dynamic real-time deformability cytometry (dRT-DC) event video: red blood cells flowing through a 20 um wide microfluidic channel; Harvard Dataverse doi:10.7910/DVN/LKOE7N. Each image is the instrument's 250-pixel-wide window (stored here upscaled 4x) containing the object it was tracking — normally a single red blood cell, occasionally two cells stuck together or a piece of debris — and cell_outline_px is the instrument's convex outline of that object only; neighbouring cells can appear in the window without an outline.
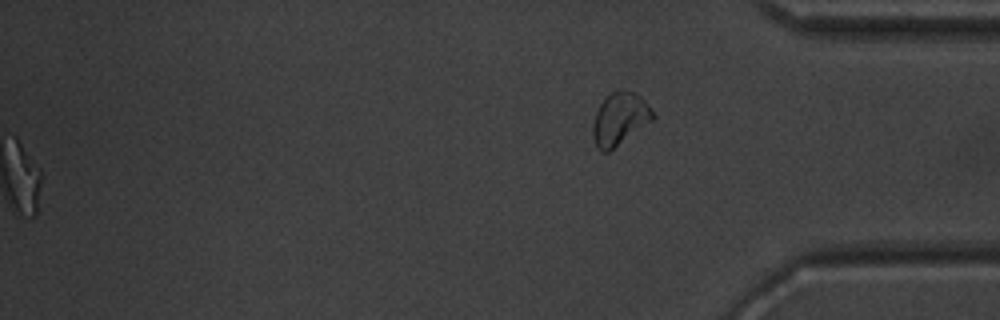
{"species": "common noctule bat (a hibernating species)", "species_latin": "Nyctalus noctula", "temperature_condition": "warm", "stored_images_in_passage": 52, "segment_of_instrument_passage": [2, 2], "camera_frame_rate_fps": 3000, "um_per_image_px": 0.085, "animal": {"sex": "male", "body_mass_g": 20.1, "forearm_length_mm": 53.5}, "frame": {"image": 1, "passage_image": 52, "time_ms": 17.0, "image_size_px": [1000, 320], "cell_outline_px": [[656, 116], [652, 120], [608, 152], [600, 152], [596, 148], [592, 132], [592, 124], [596, 112], [600, 104], [612, 92], [632, 92], [640, 96], [652, 108]], "centroid_in_image_um": [52.67, 10.14], "position_along_channel_um": 382.5, "area_um2": 17.98}}